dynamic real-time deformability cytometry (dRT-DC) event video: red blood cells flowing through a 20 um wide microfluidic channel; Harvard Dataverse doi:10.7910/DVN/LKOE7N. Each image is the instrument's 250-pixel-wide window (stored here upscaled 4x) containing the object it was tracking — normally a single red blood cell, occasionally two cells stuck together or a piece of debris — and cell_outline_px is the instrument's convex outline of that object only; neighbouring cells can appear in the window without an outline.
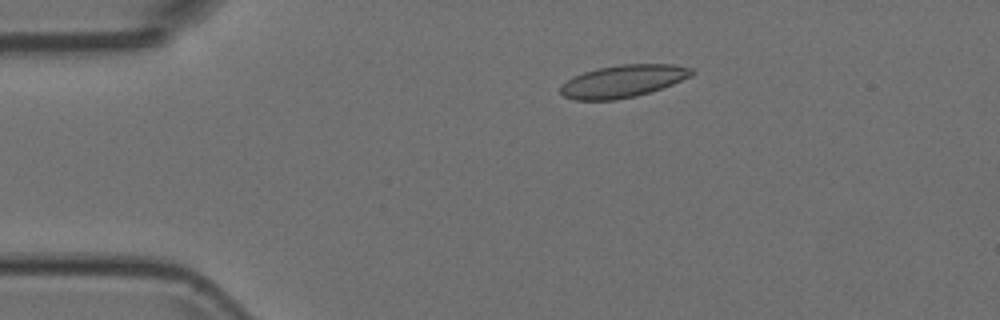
{"species": "Egyptian fruit bat (a non-hibernating species)", "species_latin": "Rousettus aegyptiacus", "temperature_condition": "room temperature", "stored_images_in_passage": 3, "camera_frame_rate_fps": 3000, "um_per_image_px": 0.085, "animal": {"sex": "female"}, "frame": {"image": 1, "passage_image": 1, "time_ms": 0.0, "image_size_px": [1000, 320], "cell_outline_px": [[696, 72], [692, 76], [672, 84], [636, 96], [616, 100], [576, 100], [564, 96], [560, 92], [560, 84], [572, 76], [596, 68], [620, 64], [672, 64], [692, 68]], "centroid_in_image_um": [52.93, 6.89], "position_along_channel_um": 32.1, "area_um2": 24.91}}
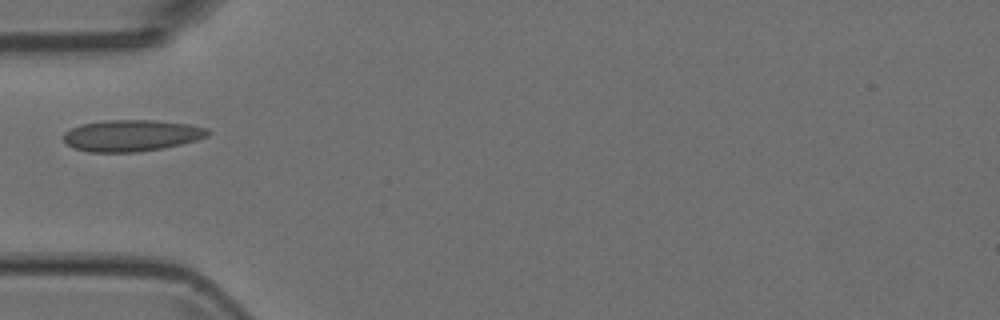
{"frame": {"image": 2, "passage_image": 3, "time_ms": 0.667, "image_size_px": [1000, 320], "cell_outline_px": [[212, 132], [208, 136], [196, 140], [164, 148], [136, 152], [88, 152], [76, 148], [68, 144], [64, 140], [64, 132], [80, 124], [104, 120], [156, 120], [188, 124], [208, 128]], "centroid_in_image_um": [11.21, 11.51], "position_along_channel_um": 73.8, "area_um2": 26.53}}